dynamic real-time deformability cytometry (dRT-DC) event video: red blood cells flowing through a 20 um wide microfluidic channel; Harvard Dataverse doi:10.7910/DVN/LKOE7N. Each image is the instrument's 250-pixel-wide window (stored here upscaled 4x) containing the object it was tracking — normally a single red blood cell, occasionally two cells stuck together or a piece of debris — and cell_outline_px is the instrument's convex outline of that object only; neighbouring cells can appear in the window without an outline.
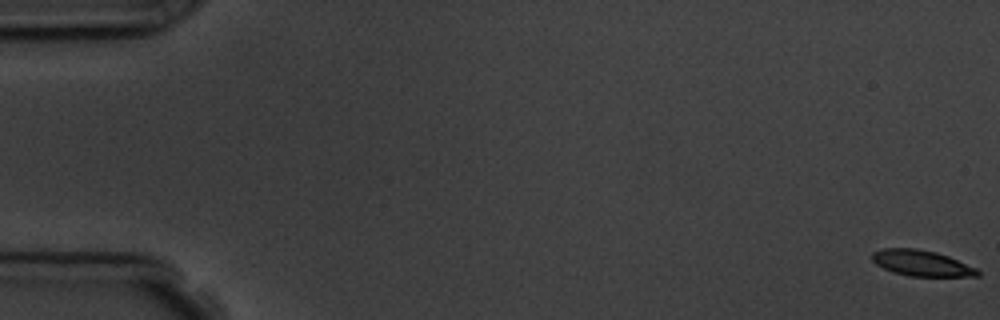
{"species": "common noctule bat (a hibernating species)", "species_latin": "Nyctalus noctula", "temperature_condition": "room temperature", "stored_images_in_passage": 5, "segment_of_instrument_passage": [2, 2], "camera_frame_rate_fps": 3000, "um_per_image_px": 0.085, "animal": {"sex": "male", "body_mass_g": 19.5, "forearm_length_mm": 54.6}, "frame": {"image": 1, "passage_image": 5, "time_ms": 5.333, "image_size_px": [1000, 320], "cell_outline_px": [[980, 276], [908, 276], [892, 272], [876, 264], [872, 260], [872, 252], [884, 248], [916, 248], [936, 252], [948, 256], [976, 268], [980, 272]], "centroid_in_image_um": [78.31, 22.36], "position_along_channel_um": 6.7, "area_um2": 15.84}}